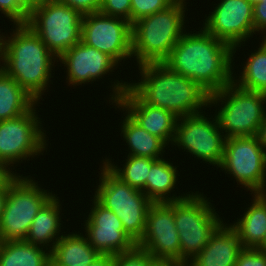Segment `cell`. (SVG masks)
<instances>
[{"label": "cell", "mask_w": 266, "mask_h": 266, "mask_svg": "<svg viewBox=\"0 0 266 266\" xmlns=\"http://www.w3.org/2000/svg\"><path fill=\"white\" fill-rule=\"evenodd\" d=\"M259 249L266 253V237H265V239H264V241H263V243Z\"/></svg>", "instance_id": "43"}, {"label": "cell", "mask_w": 266, "mask_h": 266, "mask_svg": "<svg viewBox=\"0 0 266 266\" xmlns=\"http://www.w3.org/2000/svg\"><path fill=\"white\" fill-rule=\"evenodd\" d=\"M176 0H131V24L172 5Z\"/></svg>", "instance_id": "29"}, {"label": "cell", "mask_w": 266, "mask_h": 266, "mask_svg": "<svg viewBox=\"0 0 266 266\" xmlns=\"http://www.w3.org/2000/svg\"><path fill=\"white\" fill-rule=\"evenodd\" d=\"M99 12L131 23V0H102Z\"/></svg>", "instance_id": "32"}, {"label": "cell", "mask_w": 266, "mask_h": 266, "mask_svg": "<svg viewBox=\"0 0 266 266\" xmlns=\"http://www.w3.org/2000/svg\"><path fill=\"white\" fill-rule=\"evenodd\" d=\"M177 167L163 158L155 159L147 175L146 187L142 191L152 202H172L185 198L183 196L168 197L175 188L177 179ZM169 193V194H168Z\"/></svg>", "instance_id": "23"}, {"label": "cell", "mask_w": 266, "mask_h": 266, "mask_svg": "<svg viewBox=\"0 0 266 266\" xmlns=\"http://www.w3.org/2000/svg\"><path fill=\"white\" fill-rule=\"evenodd\" d=\"M8 193V189H0V220L4 209L5 199Z\"/></svg>", "instance_id": "41"}, {"label": "cell", "mask_w": 266, "mask_h": 266, "mask_svg": "<svg viewBox=\"0 0 266 266\" xmlns=\"http://www.w3.org/2000/svg\"><path fill=\"white\" fill-rule=\"evenodd\" d=\"M47 250L25 240L0 241V266H51Z\"/></svg>", "instance_id": "25"}, {"label": "cell", "mask_w": 266, "mask_h": 266, "mask_svg": "<svg viewBox=\"0 0 266 266\" xmlns=\"http://www.w3.org/2000/svg\"><path fill=\"white\" fill-rule=\"evenodd\" d=\"M137 246L155 258H171L180 262V240L174 220V201L150 204L145 231Z\"/></svg>", "instance_id": "16"}, {"label": "cell", "mask_w": 266, "mask_h": 266, "mask_svg": "<svg viewBox=\"0 0 266 266\" xmlns=\"http://www.w3.org/2000/svg\"><path fill=\"white\" fill-rule=\"evenodd\" d=\"M0 11L14 25L26 24L28 21L29 12L25 8L24 0H0Z\"/></svg>", "instance_id": "31"}, {"label": "cell", "mask_w": 266, "mask_h": 266, "mask_svg": "<svg viewBox=\"0 0 266 266\" xmlns=\"http://www.w3.org/2000/svg\"><path fill=\"white\" fill-rule=\"evenodd\" d=\"M85 220V236L99 254L117 255L133 249L137 242L125 231L121 220L95 198Z\"/></svg>", "instance_id": "17"}, {"label": "cell", "mask_w": 266, "mask_h": 266, "mask_svg": "<svg viewBox=\"0 0 266 266\" xmlns=\"http://www.w3.org/2000/svg\"><path fill=\"white\" fill-rule=\"evenodd\" d=\"M82 20L80 12L57 0L33 9L26 25L58 59L81 41Z\"/></svg>", "instance_id": "9"}, {"label": "cell", "mask_w": 266, "mask_h": 266, "mask_svg": "<svg viewBox=\"0 0 266 266\" xmlns=\"http://www.w3.org/2000/svg\"><path fill=\"white\" fill-rule=\"evenodd\" d=\"M35 106L19 117L0 121V160L9 165L46 149V134Z\"/></svg>", "instance_id": "12"}, {"label": "cell", "mask_w": 266, "mask_h": 266, "mask_svg": "<svg viewBox=\"0 0 266 266\" xmlns=\"http://www.w3.org/2000/svg\"><path fill=\"white\" fill-rule=\"evenodd\" d=\"M81 41L120 63L132 57V24L126 19L101 12L85 14Z\"/></svg>", "instance_id": "13"}, {"label": "cell", "mask_w": 266, "mask_h": 266, "mask_svg": "<svg viewBox=\"0 0 266 266\" xmlns=\"http://www.w3.org/2000/svg\"><path fill=\"white\" fill-rule=\"evenodd\" d=\"M185 1L176 0L164 10L132 24V56H136L137 65L164 63L167 60L184 34Z\"/></svg>", "instance_id": "4"}, {"label": "cell", "mask_w": 266, "mask_h": 266, "mask_svg": "<svg viewBox=\"0 0 266 266\" xmlns=\"http://www.w3.org/2000/svg\"><path fill=\"white\" fill-rule=\"evenodd\" d=\"M253 202L243 217L230 225L243 248H260L266 237V193H254Z\"/></svg>", "instance_id": "21"}, {"label": "cell", "mask_w": 266, "mask_h": 266, "mask_svg": "<svg viewBox=\"0 0 266 266\" xmlns=\"http://www.w3.org/2000/svg\"><path fill=\"white\" fill-rule=\"evenodd\" d=\"M149 266H183V265L175 259L153 257L150 260Z\"/></svg>", "instance_id": "38"}, {"label": "cell", "mask_w": 266, "mask_h": 266, "mask_svg": "<svg viewBox=\"0 0 266 266\" xmlns=\"http://www.w3.org/2000/svg\"><path fill=\"white\" fill-rule=\"evenodd\" d=\"M35 104L37 101L0 68V121L19 117Z\"/></svg>", "instance_id": "24"}, {"label": "cell", "mask_w": 266, "mask_h": 266, "mask_svg": "<svg viewBox=\"0 0 266 266\" xmlns=\"http://www.w3.org/2000/svg\"><path fill=\"white\" fill-rule=\"evenodd\" d=\"M242 249L237 232L222 223L202 251L186 266H235Z\"/></svg>", "instance_id": "19"}, {"label": "cell", "mask_w": 266, "mask_h": 266, "mask_svg": "<svg viewBox=\"0 0 266 266\" xmlns=\"http://www.w3.org/2000/svg\"><path fill=\"white\" fill-rule=\"evenodd\" d=\"M56 197L54 194L36 214L25 238V241L30 244L46 247V249H48L47 246H50L49 251L53 249L55 243L62 237V235H59L62 225L60 223L61 204L58 197ZM49 243L51 244L49 245Z\"/></svg>", "instance_id": "20"}, {"label": "cell", "mask_w": 266, "mask_h": 266, "mask_svg": "<svg viewBox=\"0 0 266 266\" xmlns=\"http://www.w3.org/2000/svg\"><path fill=\"white\" fill-rule=\"evenodd\" d=\"M82 15L99 12L102 0H58Z\"/></svg>", "instance_id": "34"}, {"label": "cell", "mask_w": 266, "mask_h": 266, "mask_svg": "<svg viewBox=\"0 0 266 266\" xmlns=\"http://www.w3.org/2000/svg\"><path fill=\"white\" fill-rule=\"evenodd\" d=\"M37 183L19 175L9 186L0 220V241L25 240L36 214L53 196Z\"/></svg>", "instance_id": "8"}, {"label": "cell", "mask_w": 266, "mask_h": 266, "mask_svg": "<svg viewBox=\"0 0 266 266\" xmlns=\"http://www.w3.org/2000/svg\"><path fill=\"white\" fill-rule=\"evenodd\" d=\"M256 137L266 153V117L263 120V122L259 125Z\"/></svg>", "instance_id": "39"}, {"label": "cell", "mask_w": 266, "mask_h": 266, "mask_svg": "<svg viewBox=\"0 0 266 266\" xmlns=\"http://www.w3.org/2000/svg\"><path fill=\"white\" fill-rule=\"evenodd\" d=\"M102 167L94 198L112 210L121 220L125 231L138 242L144 234L152 201L142 191L122 182L105 164Z\"/></svg>", "instance_id": "7"}, {"label": "cell", "mask_w": 266, "mask_h": 266, "mask_svg": "<svg viewBox=\"0 0 266 266\" xmlns=\"http://www.w3.org/2000/svg\"><path fill=\"white\" fill-rule=\"evenodd\" d=\"M10 35L3 37L0 68L38 102L48 89L57 58L26 24H17Z\"/></svg>", "instance_id": "3"}, {"label": "cell", "mask_w": 266, "mask_h": 266, "mask_svg": "<svg viewBox=\"0 0 266 266\" xmlns=\"http://www.w3.org/2000/svg\"><path fill=\"white\" fill-rule=\"evenodd\" d=\"M154 160L148 157L128 155L125 165L122 167L123 169L118 168L115 164L113 165L109 159H106L103 164L122 182L143 191L146 187L147 175H149V170Z\"/></svg>", "instance_id": "28"}, {"label": "cell", "mask_w": 266, "mask_h": 266, "mask_svg": "<svg viewBox=\"0 0 266 266\" xmlns=\"http://www.w3.org/2000/svg\"><path fill=\"white\" fill-rule=\"evenodd\" d=\"M3 35H0V61L2 59V51H3Z\"/></svg>", "instance_id": "42"}, {"label": "cell", "mask_w": 266, "mask_h": 266, "mask_svg": "<svg viewBox=\"0 0 266 266\" xmlns=\"http://www.w3.org/2000/svg\"><path fill=\"white\" fill-rule=\"evenodd\" d=\"M57 0H24L26 10L30 13L33 9Z\"/></svg>", "instance_id": "40"}, {"label": "cell", "mask_w": 266, "mask_h": 266, "mask_svg": "<svg viewBox=\"0 0 266 266\" xmlns=\"http://www.w3.org/2000/svg\"><path fill=\"white\" fill-rule=\"evenodd\" d=\"M152 258L149 252L136 245L129 251L114 255V266H149Z\"/></svg>", "instance_id": "30"}, {"label": "cell", "mask_w": 266, "mask_h": 266, "mask_svg": "<svg viewBox=\"0 0 266 266\" xmlns=\"http://www.w3.org/2000/svg\"><path fill=\"white\" fill-rule=\"evenodd\" d=\"M245 63L240 80L233 77V82L243 89L266 94V38Z\"/></svg>", "instance_id": "27"}, {"label": "cell", "mask_w": 266, "mask_h": 266, "mask_svg": "<svg viewBox=\"0 0 266 266\" xmlns=\"http://www.w3.org/2000/svg\"><path fill=\"white\" fill-rule=\"evenodd\" d=\"M114 86V87H113ZM110 99L116 106L127 111V115L141 128L161 138L167 145L173 144L178 117L172 112L146 104L127 82H114Z\"/></svg>", "instance_id": "14"}, {"label": "cell", "mask_w": 266, "mask_h": 266, "mask_svg": "<svg viewBox=\"0 0 266 266\" xmlns=\"http://www.w3.org/2000/svg\"><path fill=\"white\" fill-rule=\"evenodd\" d=\"M203 24L207 33L231 45L235 54L236 48L253 36V4L248 0H221Z\"/></svg>", "instance_id": "15"}, {"label": "cell", "mask_w": 266, "mask_h": 266, "mask_svg": "<svg viewBox=\"0 0 266 266\" xmlns=\"http://www.w3.org/2000/svg\"><path fill=\"white\" fill-rule=\"evenodd\" d=\"M253 25H254V34L259 31L266 30V2H256L253 4ZM266 32V31H265ZM264 38L266 36L264 35Z\"/></svg>", "instance_id": "35"}, {"label": "cell", "mask_w": 266, "mask_h": 266, "mask_svg": "<svg viewBox=\"0 0 266 266\" xmlns=\"http://www.w3.org/2000/svg\"><path fill=\"white\" fill-rule=\"evenodd\" d=\"M202 113L177 119L173 145L187 150L194 158L219 168L223 160L226 137L224 132H221L216 117L211 121V118Z\"/></svg>", "instance_id": "11"}, {"label": "cell", "mask_w": 266, "mask_h": 266, "mask_svg": "<svg viewBox=\"0 0 266 266\" xmlns=\"http://www.w3.org/2000/svg\"><path fill=\"white\" fill-rule=\"evenodd\" d=\"M203 193L174 201V220L180 240V263L186 266L209 242L223 220Z\"/></svg>", "instance_id": "6"}, {"label": "cell", "mask_w": 266, "mask_h": 266, "mask_svg": "<svg viewBox=\"0 0 266 266\" xmlns=\"http://www.w3.org/2000/svg\"><path fill=\"white\" fill-rule=\"evenodd\" d=\"M235 266H266V253L259 248H243Z\"/></svg>", "instance_id": "33"}, {"label": "cell", "mask_w": 266, "mask_h": 266, "mask_svg": "<svg viewBox=\"0 0 266 266\" xmlns=\"http://www.w3.org/2000/svg\"><path fill=\"white\" fill-rule=\"evenodd\" d=\"M88 266H114V255L99 254Z\"/></svg>", "instance_id": "37"}, {"label": "cell", "mask_w": 266, "mask_h": 266, "mask_svg": "<svg viewBox=\"0 0 266 266\" xmlns=\"http://www.w3.org/2000/svg\"><path fill=\"white\" fill-rule=\"evenodd\" d=\"M219 167L253 194L266 193V153L256 136L226 138Z\"/></svg>", "instance_id": "10"}, {"label": "cell", "mask_w": 266, "mask_h": 266, "mask_svg": "<svg viewBox=\"0 0 266 266\" xmlns=\"http://www.w3.org/2000/svg\"><path fill=\"white\" fill-rule=\"evenodd\" d=\"M233 47L207 33H185L164 62L172 71L197 82L210 95L233 82Z\"/></svg>", "instance_id": "1"}, {"label": "cell", "mask_w": 266, "mask_h": 266, "mask_svg": "<svg viewBox=\"0 0 266 266\" xmlns=\"http://www.w3.org/2000/svg\"><path fill=\"white\" fill-rule=\"evenodd\" d=\"M248 1H250L252 4H254L256 2H261V1H265L266 2V0H248Z\"/></svg>", "instance_id": "44"}, {"label": "cell", "mask_w": 266, "mask_h": 266, "mask_svg": "<svg viewBox=\"0 0 266 266\" xmlns=\"http://www.w3.org/2000/svg\"><path fill=\"white\" fill-rule=\"evenodd\" d=\"M141 81L129 87L148 105L166 109L183 117L201 113L209 106L210 94L197 82L172 71L164 63L138 66Z\"/></svg>", "instance_id": "2"}, {"label": "cell", "mask_w": 266, "mask_h": 266, "mask_svg": "<svg viewBox=\"0 0 266 266\" xmlns=\"http://www.w3.org/2000/svg\"><path fill=\"white\" fill-rule=\"evenodd\" d=\"M9 166L8 163L0 160V189H9L11 183L19 176L12 172Z\"/></svg>", "instance_id": "36"}, {"label": "cell", "mask_w": 266, "mask_h": 266, "mask_svg": "<svg viewBox=\"0 0 266 266\" xmlns=\"http://www.w3.org/2000/svg\"><path fill=\"white\" fill-rule=\"evenodd\" d=\"M59 61L67 67L66 80L68 79V84L73 86L102 79V76L112 72L118 65L108 54L88 46L82 41L62 54Z\"/></svg>", "instance_id": "18"}, {"label": "cell", "mask_w": 266, "mask_h": 266, "mask_svg": "<svg viewBox=\"0 0 266 266\" xmlns=\"http://www.w3.org/2000/svg\"><path fill=\"white\" fill-rule=\"evenodd\" d=\"M121 134L129 145L128 155L131 156L160 159L165 152L164 148L168 146L161 138L141 128L127 114L121 125Z\"/></svg>", "instance_id": "26"}, {"label": "cell", "mask_w": 266, "mask_h": 266, "mask_svg": "<svg viewBox=\"0 0 266 266\" xmlns=\"http://www.w3.org/2000/svg\"><path fill=\"white\" fill-rule=\"evenodd\" d=\"M218 102H222L223 107L215 117L226 138L256 136L266 117V94L243 89L231 82L209 96V107Z\"/></svg>", "instance_id": "5"}, {"label": "cell", "mask_w": 266, "mask_h": 266, "mask_svg": "<svg viewBox=\"0 0 266 266\" xmlns=\"http://www.w3.org/2000/svg\"><path fill=\"white\" fill-rule=\"evenodd\" d=\"M98 255L83 234H62L50 251L51 266H88Z\"/></svg>", "instance_id": "22"}]
</instances>
